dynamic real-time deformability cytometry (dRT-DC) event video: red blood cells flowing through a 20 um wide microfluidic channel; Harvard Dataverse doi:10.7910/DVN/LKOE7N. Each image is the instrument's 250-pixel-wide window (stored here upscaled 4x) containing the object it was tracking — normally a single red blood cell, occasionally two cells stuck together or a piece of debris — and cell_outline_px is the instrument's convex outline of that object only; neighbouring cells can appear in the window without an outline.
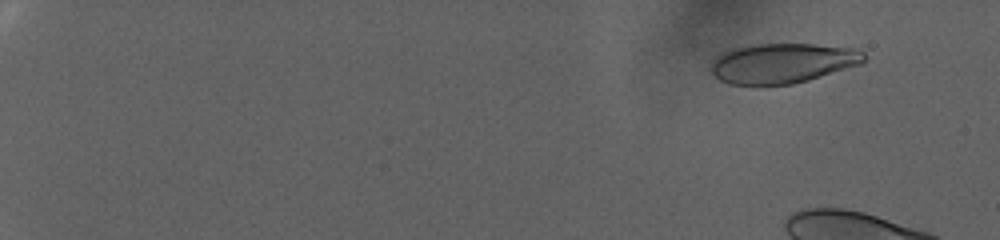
{"species": "human", "species_latin": "Homo sapiens", "temperature_condition": "warm", "stored_images_in_passage": 26, "camera_frame_rate_fps": 3000, "um_per_image_px": 0.085, "donor": {"sex": "female"}, "frame": {"image": 1, "passage_image": 9, "time_ms": 2.667, "image_size_px": [1000, 240], "cell_outline_px": [[864, 60], [860, 64], [808, 80], [792, 84], [728, 84], [720, 80], [712, 72], [712, 60], [720, 52], [728, 48], [744, 44], [812, 44], [860, 48], [864, 52]], "centroid_in_image_um": [66.48, 5.34], "position_along_channel_um": 18.5, "area_um2": 35.84}}